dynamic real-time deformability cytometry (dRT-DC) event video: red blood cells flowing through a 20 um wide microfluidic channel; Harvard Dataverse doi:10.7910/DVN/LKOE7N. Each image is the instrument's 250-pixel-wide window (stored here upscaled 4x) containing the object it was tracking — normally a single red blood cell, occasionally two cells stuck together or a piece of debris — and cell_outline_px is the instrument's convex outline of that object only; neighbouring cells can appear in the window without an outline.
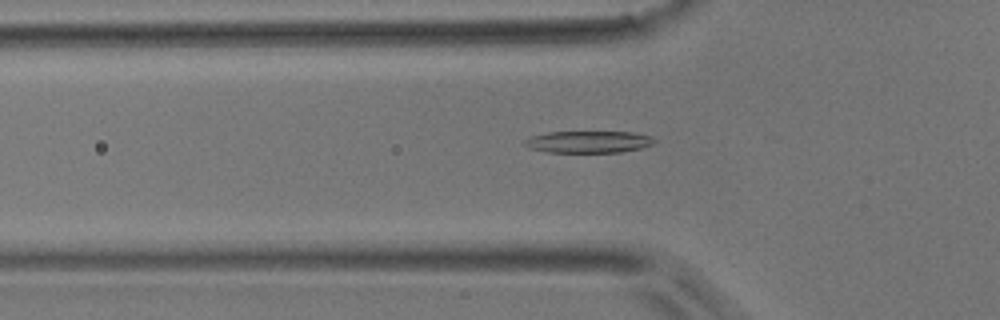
{"species": "common noctule bat (a hibernating species)", "species_latin": "Nyctalus noctula", "temperature_condition": "room temperature", "stored_images_in_passage": 12, "camera_frame_rate_fps": 3000, "um_per_image_px": 0.085, "animal": {"sex": "male", "body_mass_g": 17.9}, "frame": {"image": 1, "passage_image": 7, "time_ms": 2.0, "image_size_px": [1000, 320], "cell_outline_px": [[656, 140], [652, 144], [640, 148], [620, 152], [548, 152], [528, 148], [524, 144], [524, 140], [528, 136], [548, 132], [632, 132], [652, 136]], "centroid_in_image_um": [49.98, 12.05], "position_along_channel_um": 75.8, "area_um2": 16.59}}
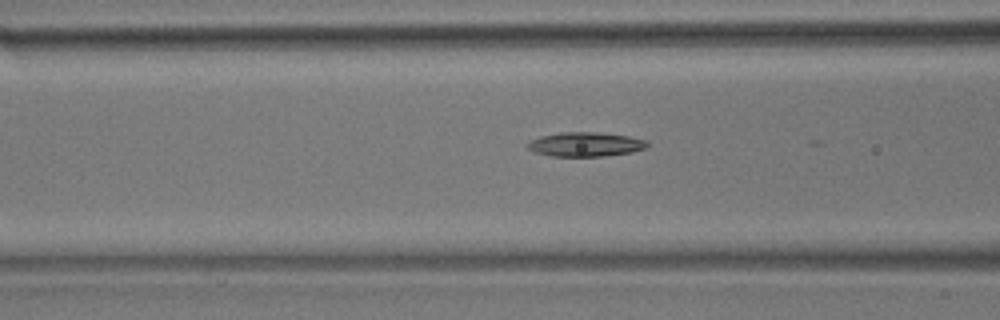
{"frame": {"image": 2, "passage_image": 10, "time_ms": 3.0, "image_size_px": [1000, 320], "cell_outline_px": [[648, 148], [632, 152], [604, 156], [552, 156], [536, 152], [528, 148], [524, 144], [540, 136], [560, 132], [600, 132], [628, 136], [644, 140], [648, 144]], "centroid_in_image_um": [49.76, 12.26], "position_along_channel_um": 116.8, "area_um2": 16.94}}